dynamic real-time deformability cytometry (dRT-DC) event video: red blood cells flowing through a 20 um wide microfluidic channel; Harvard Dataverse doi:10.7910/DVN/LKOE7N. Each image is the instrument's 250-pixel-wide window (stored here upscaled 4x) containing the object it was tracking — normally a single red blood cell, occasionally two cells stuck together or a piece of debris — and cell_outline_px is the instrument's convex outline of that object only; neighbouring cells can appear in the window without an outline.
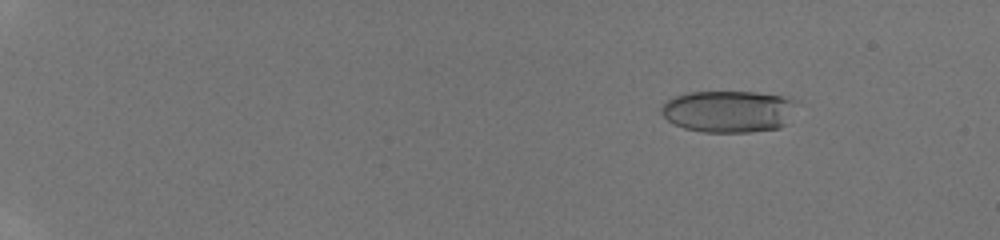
{"species": "human", "species_latin": "Homo sapiens", "temperature_condition": "room temperature", "stored_images_in_passage": 32, "camera_frame_rate_fps": 3000, "um_per_image_px": 0.085, "donor": {"sex": "male"}, "frame": {"image": 1, "passage_image": 12, "time_ms": 2.667, "image_size_px": [1000, 240], "cell_outline_px": [[792, 104], [784, 124], [780, 128], [752, 132], [704, 132], [684, 128], [668, 120], [660, 112], [660, 108], [668, 100], [676, 96], [688, 92], [756, 92], [784, 96], [792, 100]], "centroid_in_image_um": [61.84, 9.47], "position_along_channel_um": 23.2, "area_um2": 32.43}}
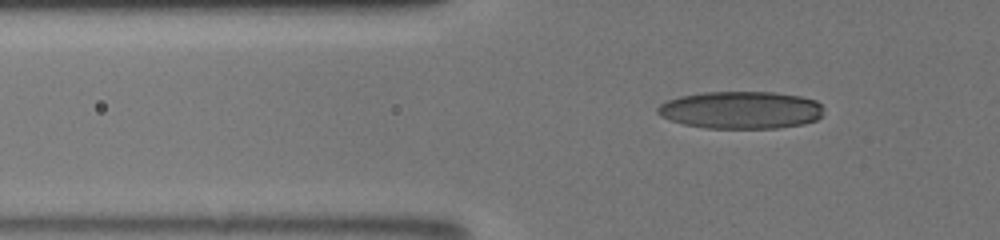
{"frame": {"image": 2, "passage_image": 26, "time_ms": 7.0, "image_size_px": [1000, 240], "cell_outline_px": [[824, 108], [820, 116], [816, 120], [804, 124], [780, 128], [704, 128], [684, 124], [660, 116], [656, 112], [656, 108], [660, 104], [668, 100], [680, 96], [704, 92], [772, 92], [800, 96], [816, 100]], "centroid_in_image_um": [62.98, 9.35], "position_along_channel_um": 62.8, "area_um2": 36.36}}
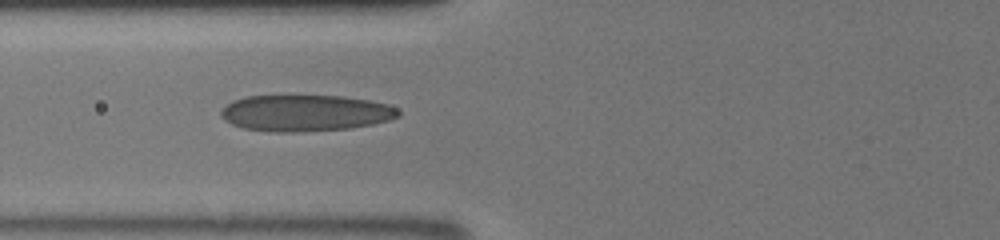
{"frame": {"image": 3, "passage_image": 31, "time_ms": 8.333, "image_size_px": [1000, 240], "cell_outline_px": [[400, 116], [388, 120], [372, 124], [348, 128], [300, 132], [276, 132], [244, 128], [232, 124], [224, 120], [220, 116], [220, 112], [232, 100], [244, 96], [344, 96], [368, 100], [388, 104], [396, 108], [400, 112]], "centroid_in_image_um": [25.94, 9.6], "position_along_channel_um": 99.9, "area_um2": 37.51}}